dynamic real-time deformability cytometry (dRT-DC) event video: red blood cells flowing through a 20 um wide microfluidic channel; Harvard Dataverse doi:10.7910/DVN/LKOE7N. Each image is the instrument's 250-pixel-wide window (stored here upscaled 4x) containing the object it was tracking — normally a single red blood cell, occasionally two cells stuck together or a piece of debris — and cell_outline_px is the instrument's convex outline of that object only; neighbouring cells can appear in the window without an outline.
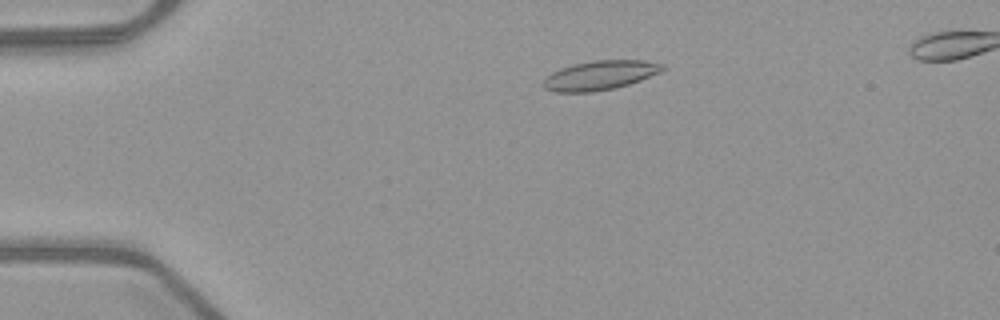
{"species": "common noctule bat (a hibernating species)", "species_latin": "Nyctalus noctula", "temperature_condition": "warm", "stored_images_in_passage": 54, "segment_of_instrument_passage": [1, 2], "camera_frame_rate_fps": 3000, "um_per_image_px": 0.085, "animal": {"sex": "female", "body_mass_g": 21.9}, "frame": {"image": 1, "passage_image": 12, "time_ms": 3.667, "image_size_px": [1000, 320], "cell_outline_px": [[668, 68], [660, 72], [640, 80], [616, 88], [592, 92], [556, 92], [544, 88], [540, 84], [552, 72], [560, 68], [572, 64], [592, 60], [644, 60], [664, 64]], "centroid_in_image_um": [51.0, 6.39], "position_along_channel_um": 34.0, "area_um2": 20.52}}
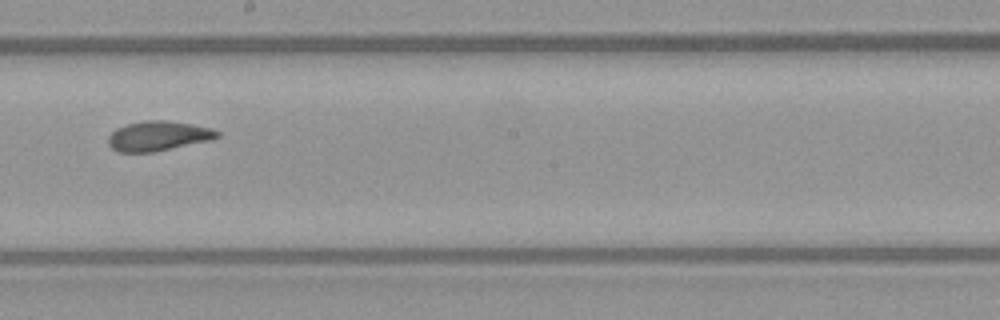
{"frame": {"image": 2, "passage_image": 31, "time_ms": 10.0, "image_size_px": [1000, 320], "cell_outline_px": [[220, 136], [212, 140], [152, 152], [120, 152], [112, 148], [108, 144], [108, 136], [116, 128], [128, 124], [144, 120], [164, 120], [192, 124], [212, 128], [220, 132]], "centroid_in_image_um": [13.46, 11.55], "position_along_channel_um": 234.7, "area_um2": 18.9}}
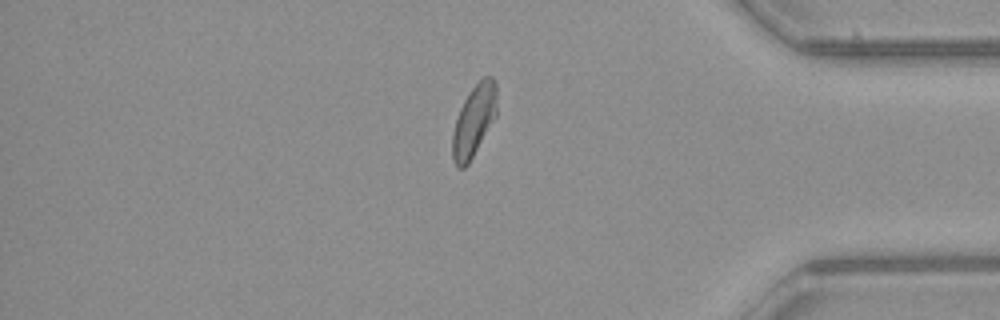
{"frame": {"image": 3, "passage_image": 45, "time_ms": 14.667, "image_size_px": [1000, 320], "cell_outline_px": [[496, 116], [468, 164], [464, 168], [456, 168], [452, 160], [452, 132], [460, 108], [468, 92], [484, 76], [492, 76], [496, 80]], "centroid_in_image_um": [40.27, 10.26], "position_along_channel_um": 394.9, "area_um2": 18.5}}